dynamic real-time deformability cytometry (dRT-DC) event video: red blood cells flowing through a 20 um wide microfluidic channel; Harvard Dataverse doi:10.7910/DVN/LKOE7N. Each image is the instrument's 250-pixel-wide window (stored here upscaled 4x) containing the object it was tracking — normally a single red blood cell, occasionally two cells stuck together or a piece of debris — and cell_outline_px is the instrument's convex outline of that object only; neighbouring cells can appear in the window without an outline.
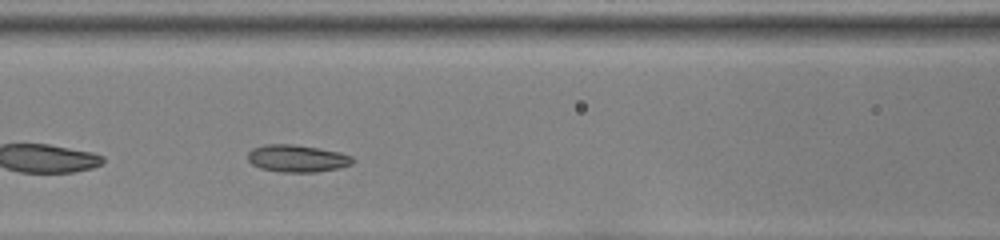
{"species": "common noctule bat (a hibernating species)", "species_latin": "Nyctalus noctula", "temperature_condition": "room temperature", "stored_images_in_passage": 28, "camera_frame_rate_fps": 3000, "um_per_image_px": 0.085, "animal": {"sex": "female", "body_mass_g": 22.0, "forearm_length_mm": 56.7}, "frame": {"image": 1, "passage_image": 9, "time_ms": 2.667, "image_size_px": [1000, 240], "cell_outline_px": [[352, 164], [336, 168], [316, 172], [280, 172], [260, 168], [252, 164], [248, 160], [248, 152], [252, 148], [264, 144], [292, 144], [340, 152], [352, 156]], "centroid_in_image_um": [25.21, 13.46], "position_along_channel_um": 141.4, "area_um2": 16.53}}
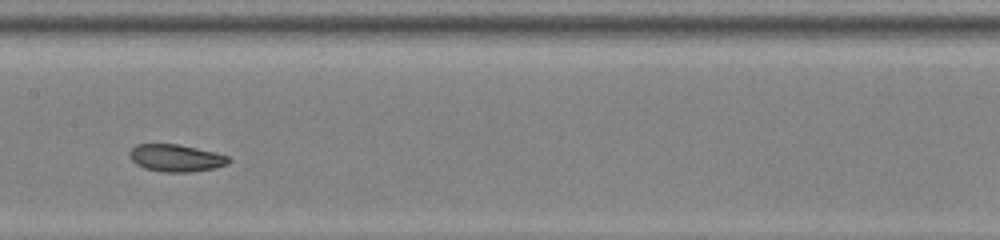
{"frame": {"image": 2, "passage_image": 13, "time_ms": 4.0, "image_size_px": [1000, 240], "cell_outline_px": [[232, 160], [228, 164], [216, 168], [192, 172], [164, 172], [144, 168], [136, 164], [132, 160], [128, 152], [136, 144], [176, 144], [216, 152], [228, 156]], "centroid_in_image_um": [14.98, 13.43], "position_along_channel_um": 192.4, "area_um2": 15.84}}
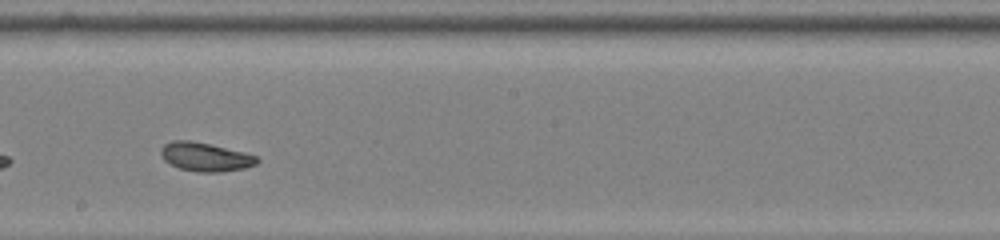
{"frame": {"image": 3, "passage_image": 16, "time_ms": 5.0, "image_size_px": [1000, 240], "cell_outline_px": [[260, 160], [256, 164], [244, 168], [220, 172], [196, 172], [180, 168], [164, 160], [160, 152], [160, 148], [164, 144], [172, 140], [192, 140], [244, 152], [256, 156]], "centroid_in_image_um": [17.44, 13.33], "position_along_channel_um": 230.8, "area_um2": 16.07}, "authors_computed_cell_mechanics": {"area_um2": 15.9239, "velocity_mm_per_s": 3.8401, "shape_relaxation_time_tau1_ms": 2.3766, "shape_relaxation_time_tau2_ms": 3.2907, "deformation_change_tau1": 0.094, "deformation_change_tau2": 0.085}}